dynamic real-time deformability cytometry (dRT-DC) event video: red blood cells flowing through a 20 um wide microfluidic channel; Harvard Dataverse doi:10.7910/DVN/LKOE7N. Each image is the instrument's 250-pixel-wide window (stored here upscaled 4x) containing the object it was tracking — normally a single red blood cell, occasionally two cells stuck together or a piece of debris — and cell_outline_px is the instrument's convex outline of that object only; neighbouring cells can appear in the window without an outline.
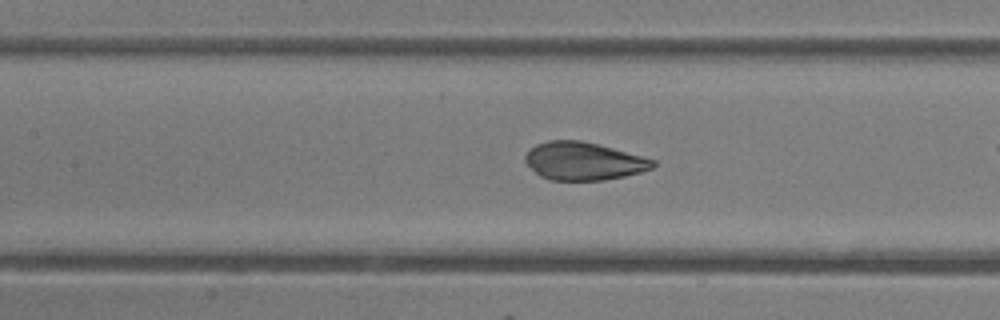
{"species": "common noctule bat (a hibernating species)", "species_latin": "Nyctalus noctula", "temperature_condition": "room temperature", "stored_images_in_passage": 38, "camera_frame_rate_fps": 3000, "um_per_image_px": 0.085, "animal": {"sex": "female"}, "frame": {"image": 1, "passage_image": 22, "time_ms": 7.0, "image_size_px": [1000, 320], "cell_outline_px": [[656, 164], [652, 168], [640, 172], [624, 176], [604, 180], [548, 180], [540, 176], [524, 160], [524, 156], [536, 144], [548, 140], [580, 140], [612, 148], [656, 160]], "centroid_in_image_um": [49.6, 13.7], "position_along_channel_um": 157.8, "area_um2": 27.98}}